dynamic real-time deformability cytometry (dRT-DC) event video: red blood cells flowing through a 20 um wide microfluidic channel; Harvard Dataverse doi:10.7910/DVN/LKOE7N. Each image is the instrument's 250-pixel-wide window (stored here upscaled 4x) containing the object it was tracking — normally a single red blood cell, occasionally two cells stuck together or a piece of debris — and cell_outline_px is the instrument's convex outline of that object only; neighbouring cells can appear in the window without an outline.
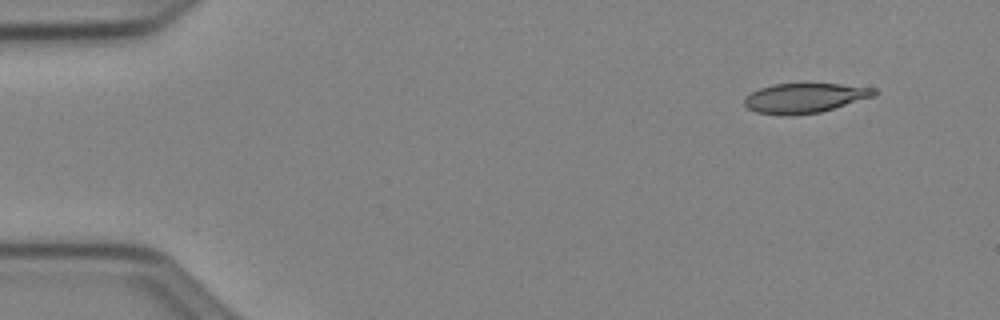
{"species": "Egyptian fruit bat (a non-hibernating species)", "species_latin": "Rousettus aegyptiacus", "temperature_condition": "cold", "stored_images_in_passage": 8, "camera_frame_rate_fps": 3000, "um_per_image_px": 0.085, "animal": {"sex": "female"}, "frame": {"image": 1, "passage_image": 1, "time_ms": 0.0, "image_size_px": [1000, 320], "cell_outline_px": [[876, 96], [820, 112], [756, 112], [748, 108], [744, 104], [744, 100], [752, 92], [760, 88], [772, 84], [840, 84], [876, 88]], "centroid_in_image_um": [68.48, 8.28], "position_along_channel_um": 16.5, "area_um2": 21.44}}